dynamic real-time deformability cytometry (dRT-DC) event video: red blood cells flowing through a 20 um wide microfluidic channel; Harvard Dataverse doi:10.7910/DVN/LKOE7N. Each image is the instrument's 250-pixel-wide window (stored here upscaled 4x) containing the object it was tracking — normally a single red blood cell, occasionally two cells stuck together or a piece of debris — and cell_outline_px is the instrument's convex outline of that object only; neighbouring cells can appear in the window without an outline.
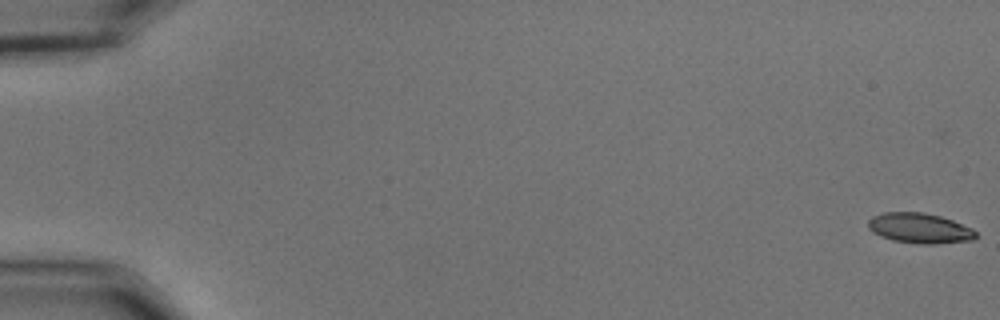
{"species": "common noctule bat (a hibernating species)", "species_latin": "Nyctalus noctula", "temperature_condition": "cold", "stored_images_in_passage": 18, "camera_frame_rate_fps": 3000, "um_per_image_px": 0.085, "animal": {"sex": "male", "body_mass_g": 15.6}, "frame": {"image": 1, "passage_image": 1, "time_ms": 0.0, "image_size_px": [1000, 320], "cell_outline_px": [[976, 236], [972, 240], [932, 244], [920, 244], [892, 240], [880, 236], [872, 232], [868, 228], [868, 220], [872, 216], [884, 212], [924, 212], [940, 216], [952, 220], [972, 228], [976, 232]], "centroid_in_image_um": [78.14, 19.39], "position_along_channel_um": 6.9, "area_um2": 18.96}}
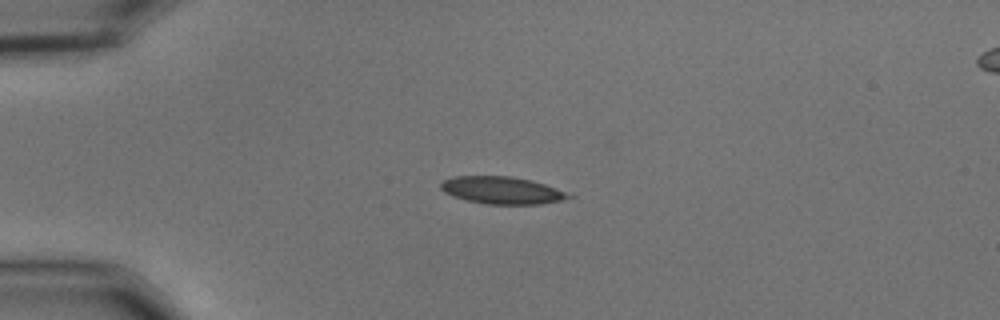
{"frame": {"image": 2, "passage_image": 15, "time_ms": 4.667, "image_size_px": [1000, 320], "cell_outline_px": [[576, 196], [560, 200], [540, 204], [488, 204], [468, 200], [452, 196], [444, 192], [440, 188], [440, 184], [444, 180], [452, 176], [512, 176], [532, 180], [572, 192]], "centroid_in_image_um": [42.73, 16.16], "position_along_channel_um": 42.3, "area_um2": 20.58}}